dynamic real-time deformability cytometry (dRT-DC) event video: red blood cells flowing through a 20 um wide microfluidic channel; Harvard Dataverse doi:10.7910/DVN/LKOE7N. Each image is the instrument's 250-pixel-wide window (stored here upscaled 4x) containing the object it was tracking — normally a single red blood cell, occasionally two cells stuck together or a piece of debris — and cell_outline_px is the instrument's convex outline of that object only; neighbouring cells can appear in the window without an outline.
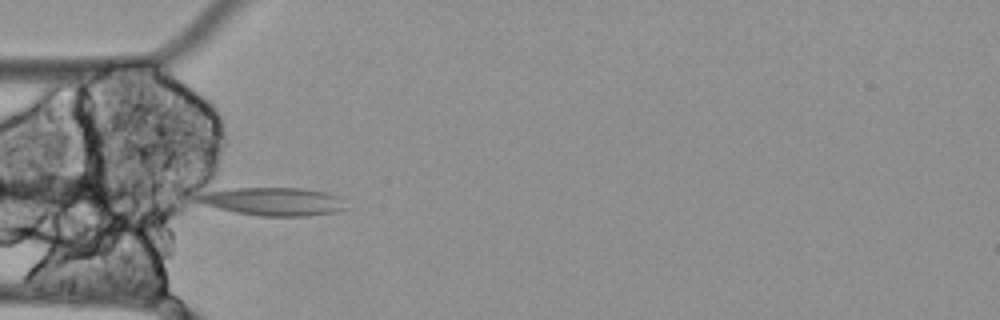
{"species": "Egyptian fruit bat (a non-hibernating species)", "species_latin": "Rousettus aegyptiacus", "temperature_condition": "cold", "stored_images_in_passage": 5, "camera_frame_rate_fps": 3000, "um_per_image_px": 0.085, "animal": {"sex": "female"}, "frame": {"image": 1, "passage_image": 3, "time_ms": 0.667, "image_size_px": [1000, 320], "cell_outline_px": [[348, 208], [336, 212], [308, 216], [260, 216], [236, 212], [220, 208], [192, 200], [192, 196], [208, 192], [236, 188], [300, 188], [324, 192], [340, 196]], "centroid_in_image_um": [23.26, 17.13], "position_along_channel_um": 61.7, "area_um2": 24.22}}
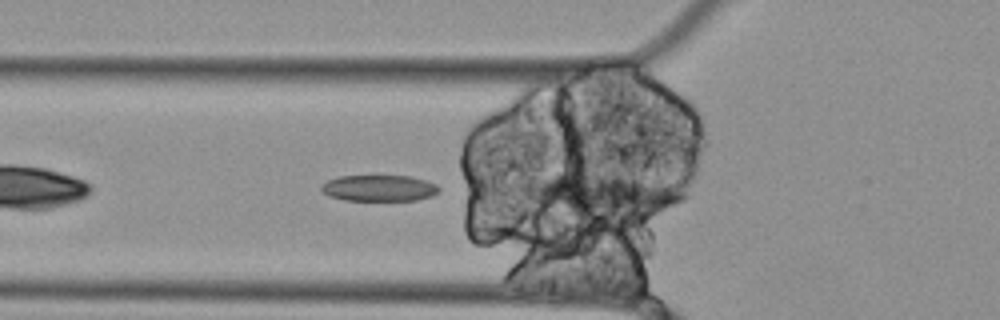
{"frame": {"image": 2, "passage_image": 4, "time_ms": 1.0, "image_size_px": [1000, 320], "cell_outline_px": [[440, 192], [432, 196], [416, 200], [344, 200], [328, 196], [320, 188], [328, 180], [340, 176], [412, 176], [436, 184], [440, 188]], "centroid_in_image_um": [32.26, 15.99], "position_along_channel_um": 93.5, "area_um2": 17.92}}